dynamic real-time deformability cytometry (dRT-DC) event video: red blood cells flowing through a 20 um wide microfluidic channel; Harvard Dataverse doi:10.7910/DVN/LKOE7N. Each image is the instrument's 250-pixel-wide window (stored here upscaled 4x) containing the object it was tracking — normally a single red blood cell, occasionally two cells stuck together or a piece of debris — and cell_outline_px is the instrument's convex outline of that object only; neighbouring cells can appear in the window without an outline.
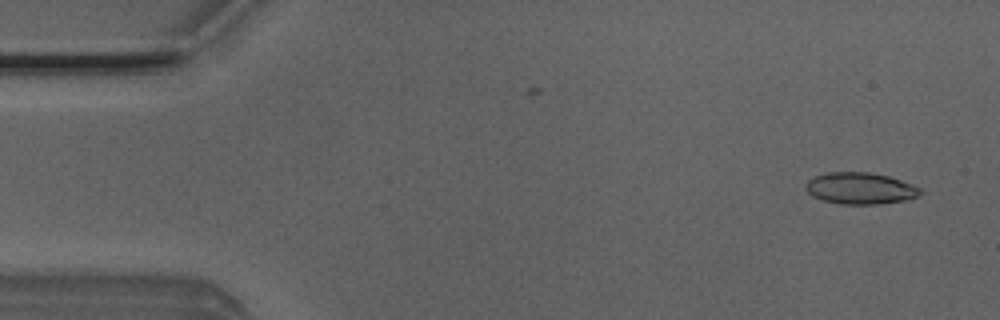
{"species": "Egyptian fruit bat (a non-hibernating species)", "species_latin": "Rousettus aegyptiacus", "temperature_condition": "room temperature", "stored_images_in_passage": 18, "camera_frame_rate_fps": 3000, "um_per_image_px": 0.085, "animal": {"sex": "male"}, "frame": {"image": 1, "passage_image": 3, "time_ms": 0.667, "image_size_px": [1000, 320], "cell_outline_px": [[920, 196], [904, 200], [880, 204], [840, 204], [824, 200], [812, 196], [804, 188], [804, 184], [808, 180], [816, 176], [828, 172], [872, 172], [888, 176], [912, 184], [920, 188]], "centroid_in_image_um": [73.1, 16.0], "position_along_channel_um": 11.9, "area_um2": 21.1}}
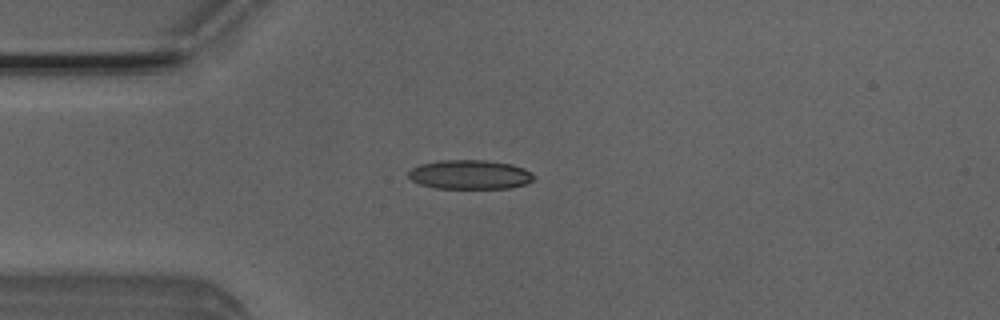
{"frame": {"image": 2, "passage_image": 13, "time_ms": 4.0, "image_size_px": [1000, 320], "cell_outline_px": [[536, 176], [532, 180], [524, 184], [508, 188], [436, 188], [420, 184], [412, 180], [408, 176], [408, 172], [412, 168], [420, 164], [440, 160], [488, 160], [512, 164], [524, 168], [532, 172]], "centroid_in_image_um": [39.95, 14.83], "position_along_channel_um": 45.0, "area_um2": 21.39}}